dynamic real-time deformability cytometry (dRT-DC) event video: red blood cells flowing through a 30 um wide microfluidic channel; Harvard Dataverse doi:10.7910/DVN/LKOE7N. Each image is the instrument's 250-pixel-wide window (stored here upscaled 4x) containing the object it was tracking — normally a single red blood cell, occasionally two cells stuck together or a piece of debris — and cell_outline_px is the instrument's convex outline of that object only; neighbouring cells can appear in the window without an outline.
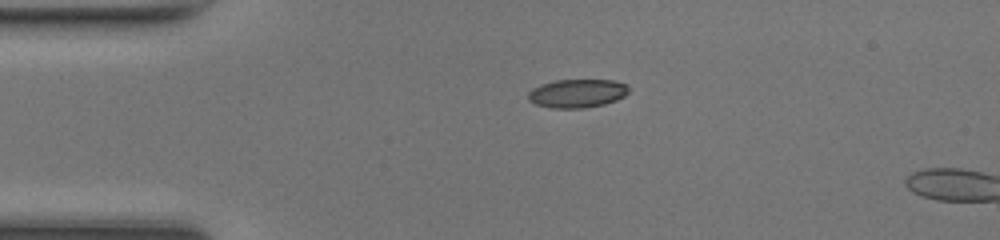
{"species": "common noctule bat (a hibernating species)", "species_latin": "Nyctalus noctula", "temperature_condition": "room temperature", "stored_images_in_passage": 3, "camera_frame_rate_fps": 3000, "um_per_image_px": 0.085, "animal": {"sex": "female", "body_mass_g": 17.0, "forearm_length_mm": 48.0}, "frame": {"image": 1, "passage_image": 1, "time_ms": 0.0, "image_size_px": [1000, 240], "cell_outline_px": [[628, 92], [624, 96], [616, 100], [604, 104], [584, 108], [552, 108], [536, 104], [528, 100], [528, 92], [532, 88], [540, 84], [556, 80], [616, 80], [628, 84]], "centroid_in_image_um": [49.06, 7.93], "position_along_channel_um": 35.9, "area_um2": 16.82}}